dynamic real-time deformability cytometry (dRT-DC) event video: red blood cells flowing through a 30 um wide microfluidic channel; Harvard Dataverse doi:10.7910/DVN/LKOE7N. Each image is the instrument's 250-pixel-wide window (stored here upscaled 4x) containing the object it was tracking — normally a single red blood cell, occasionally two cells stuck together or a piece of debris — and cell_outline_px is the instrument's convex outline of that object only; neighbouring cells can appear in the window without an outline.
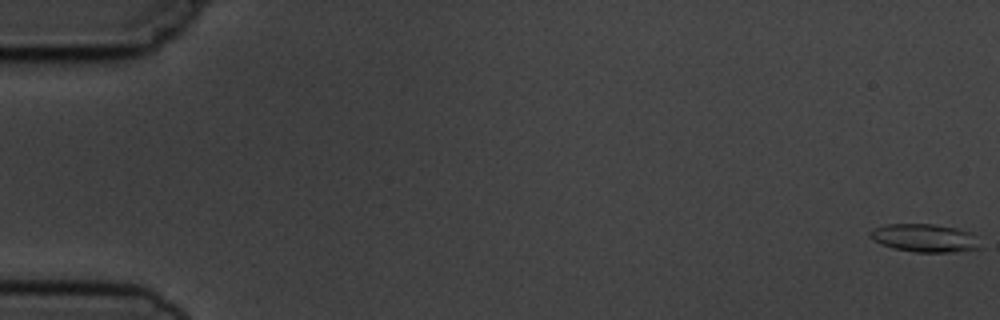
{"species": "common noctule bat (a hibernating species)", "species_latin": "Nyctalus noctula", "temperature_condition": "cold", "stored_images_in_passage": 6, "camera_frame_rate_fps": 3000, "um_per_image_px": 0.085, "animal": {"sex": "male", "body_mass_g": 19.5, "forearm_length_mm": 54.6}, "frame": {"image": 1, "passage_image": 1, "time_ms": 0.0, "image_size_px": [1000, 320], "cell_outline_px": [[980, 248], [952, 252], [916, 252], [892, 248], [880, 244], [868, 236], [868, 232], [872, 228], [888, 224], [932, 224], [956, 228], [972, 232]], "centroid_in_image_um": [78.53, 20.22], "position_along_channel_um": 6.5, "area_um2": 17.98}}
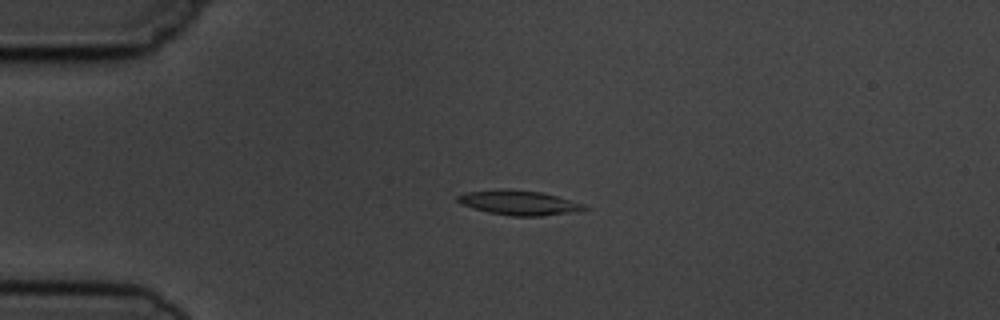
{"frame": {"image": 2, "passage_image": 4, "time_ms": 4.333, "image_size_px": [1000, 320], "cell_outline_px": [[592, 208], [584, 212], [540, 216], [512, 216], [488, 212], [464, 204], [456, 200], [456, 196], [464, 192], [500, 188], [544, 192], [584, 204]], "centroid_in_image_um": [44.22, 17.23], "position_along_channel_um": 40.8, "area_um2": 18.55}}
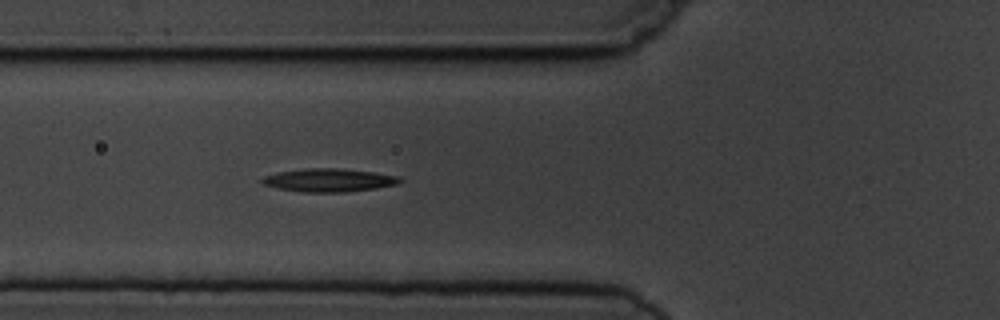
{"frame": {"image": 3, "passage_image": 6, "time_ms": 6.667, "image_size_px": [1000, 320], "cell_outline_px": [[404, 180], [396, 184], [376, 188], [344, 192], [304, 192], [276, 188], [264, 184], [260, 180], [264, 176], [276, 172], [304, 168], [336, 168], [372, 172], [396, 176]], "centroid_in_image_um": [27.9, 15.31], "position_along_channel_um": 97.9, "area_um2": 18.5}}